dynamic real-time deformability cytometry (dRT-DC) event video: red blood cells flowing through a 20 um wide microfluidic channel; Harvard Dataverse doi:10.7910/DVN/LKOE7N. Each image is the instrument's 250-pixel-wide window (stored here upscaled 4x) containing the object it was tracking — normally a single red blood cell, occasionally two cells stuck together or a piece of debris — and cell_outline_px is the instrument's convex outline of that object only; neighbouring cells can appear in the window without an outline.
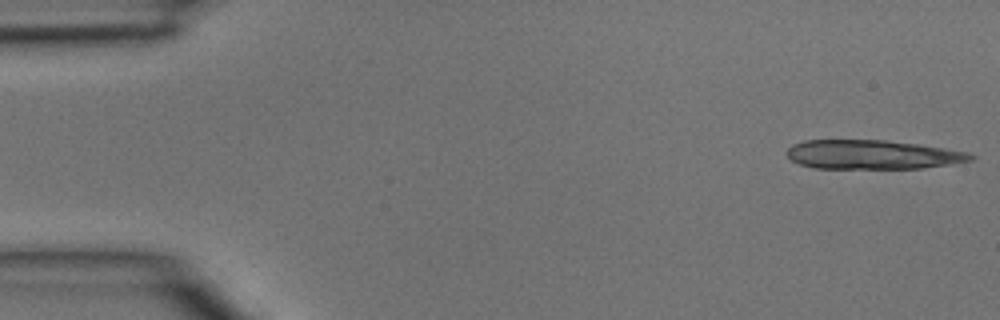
{"species": "common noctule bat (a hibernating species)", "species_latin": "Nyctalus noctula", "temperature_condition": "room temperature", "stored_images_in_passage": 4, "camera_frame_rate_fps": 3000, "um_per_image_px": 0.085, "animal": {"sex": "male", "body_mass_g": 15.6}, "frame": {"image": 1, "passage_image": 1, "time_ms": 0.0, "image_size_px": [1000, 320], "cell_outline_px": [[976, 156], [972, 160], [924, 168], [812, 168], [800, 164], [792, 160], [784, 152], [792, 144], [804, 140], [884, 140], [916, 144], [944, 148], [968, 152]], "centroid_in_image_um": [74.11, 13.14], "position_along_channel_um": 10.9, "area_um2": 31.1}}